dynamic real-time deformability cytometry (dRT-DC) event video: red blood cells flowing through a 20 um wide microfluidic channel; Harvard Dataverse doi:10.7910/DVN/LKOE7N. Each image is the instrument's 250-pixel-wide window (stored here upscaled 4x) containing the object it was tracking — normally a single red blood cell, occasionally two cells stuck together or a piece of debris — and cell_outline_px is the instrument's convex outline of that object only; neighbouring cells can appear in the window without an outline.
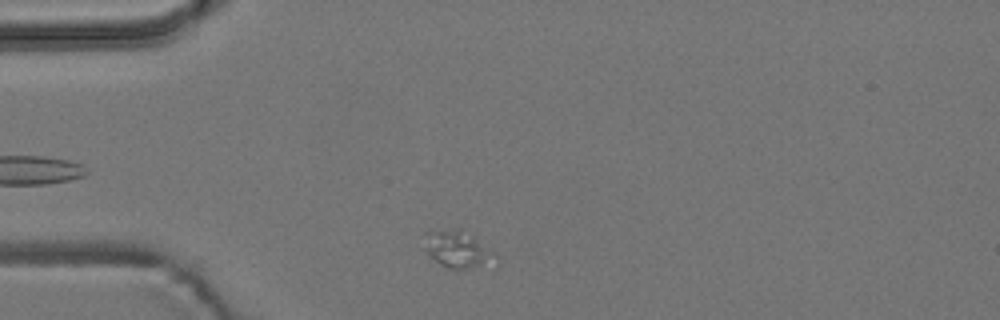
{"species": "common noctule bat (a hibernating species)", "species_latin": "Nyctalus noctula", "temperature_condition": "room temperature", "stored_images_in_passage": 7, "camera_frame_rate_fps": 3000, "um_per_image_px": 0.085, "animal": {"sex": "male", "body_mass_g": 19.2, "forearm_length_mm": 51.8}, "frame": {"image": 1, "passage_image": 4, "time_ms": 1.0, "image_size_px": [1000, 320], "cell_outline_px": [[500, 264], [496, 268], [448, 268], [436, 260], [424, 248], [424, 232], [456, 228], [460, 228], [496, 252]], "centroid_in_image_um": [39.05, 21.23], "position_along_channel_um": 46.0, "area_um2": 15.9}}
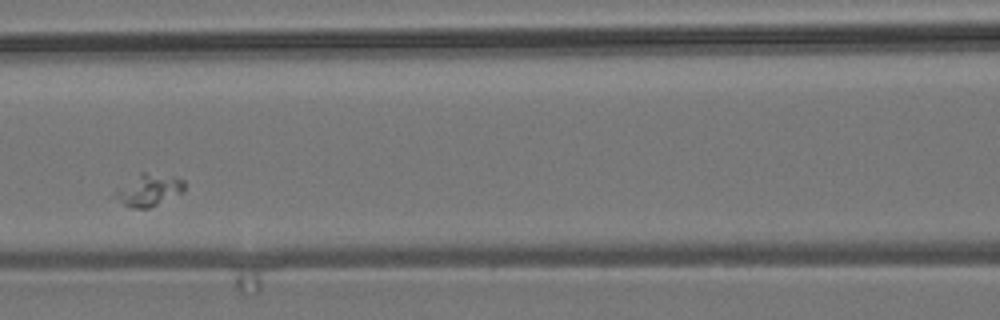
{"frame": {"image": 2, "passage_image": 7, "time_ms": 2.0, "image_size_px": [1000, 320], "cell_outline_px": [[184, 192], [148, 208], [132, 208], [124, 204], [112, 196], [116, 188], [140, 172], [144, 172], [176, 176], [184, 180]], "centroid_in_image_um": [12.63, 16.13], "position_along_channel_um": 154.0, "area_um2": 13.06}}